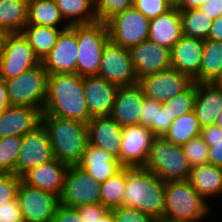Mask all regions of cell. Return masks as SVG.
I'll return each mask as SVG.
<instances>
[{
	"instance_id": "1",
	"label": "cell",
	"mask_w": 222,
	"mask_h": 222,
	"mask_svg": "<svg viewBox=\"0 0 222 222\" xmlns=\"http://www.w3.org/2000/svg\"><path fill=\"white\" fill-rule=\"evenodd\" d=\"M41 115H53L88 123L83 77L78 74L48 75L47 99Z\"/></svg>"
},
{
	"instance_id": "2",
	"label": "cell",
	"mask_w": 222,
	"mask_h": 222,
	"mask_svg": "<svg viewBox=\"0 0 222 222\" xmlns=\"http://www.w3.org/2000/svg\"><path fill=\"white\" fill-rule=\"evenodd\" d=\"M165 181L144 168L127 167L122 206L138 209L154 220L163 218Z\"/></svg>"
},
{
	"instance_id": "3",
	"label": "cell",
	"mask_w": 222,
	"mask_h": 222,
	"mask_svg": "<svg viewBox=\"0 0 222 222\" xmlns=\"http://www.w3.org/2000/svg\"><path fill=\"white\" fill-rule=\"evenodd\" d=\"M49 133L54 158L77 165L89 143L87 123L53 115H41Z\"/></svg>"
},
{
	"instance_id": "4",
	"label": "cell",
	"mask_w": 222,
	"mask_h": 222,
	"mask_svg": "<svg viewBox=\"0 0 222 222\" xmlns=\"http://www.w3.org/2000/svg\"><path fill=\"white\" fill-rule=\"evenodd\" d=\"M164 193L163 220L199 222L210 213V205L197 193L188 180L165 181Z\"/></svg>"
},
{
	"instance_id": "5",
	"label": "cell",
	"mask_w": 222,
	"mask_h": 222,
	"mask_svg": "<svg viewBox=\"0 0 222 222\" xmlns=\"http://www.w3.org/2000/svg\"><path fill=\"white\" fill-rule=\"evenodd\" d=\"M143 168L155 173L163 181L188 180L191 172L182 146L164 137H155Z\"/></svg>"
},
{
	"instance_id": "6",
	"label": "cell",
	"mask_w": 222,
	"mask_h": 222,
	"mask_svg": "<svg viewBox=\"0 0 222 222\" xmlns=\"http://www.w3.org/2000/svg\"><path fill=\"white\" fill-rule=\"evenodd\" d=\"M76 36V74L82 77L97 76L103 49L110 40L106 22L76 25Z\"/></svg>"
},
{
	"instance_id": "7",
	"label": "cell",
	"mask_w": 222,
	"mask_h": 222,
	"mask_svg": "<svg viewBox=\"0 0 222 222\" xmlns=\"http://www.w3.org/2000/svg\"><path fill=\"white\" fill-rule=\"evenodd\" d=\"M5 82L11 105L34 107L43 111L47 99L48 72L42 63Z\"/></svg>"
},
{
	"instance_id": "8",
	"label": "cell",
	"mask_w": 222,
	"mask_h": 222,
	"mask_svg": "<svg viewBox=\"0 0 222 222\" xmlns=\"http://www.w3.org/2000/svg\"><path fill=\"white\" fill-rule=\"evenodd\" d=\"M106 25L109 39L124 48L148 40L150 20L134 6L110 17Z\"/></svg>"
},
{
	"instance_id": "9",
	"label": "cell",
	"mask_w": 222,
	"mask_h": 222,
	"mask_svg": "<svg viewBox=\"0 0 222 222\" xmlns=\"http://www.w3.org/2000/svg\"><path fill=\"white\" fill-rule=\"evenodd\" d=\"M100 202V183L92 179L87 172L78 165H69L59 204L65 207L79 206Z\"/></svg>"
},
{
	"instance_id": "10",
	"label": "cell",
	"mask_w": 222,
	"mask_h": 222,
	"mask_svg": "<svg viewBox=\"0 0 222 222\" xmlns=\"http://www.w3.org/2000/svg\"><path fill=\"white\" fill-rule=\"evenodd\" d=\"M41 64L21 32L9 33L0 62V77L5 81Z\"/></svg>"
},
{
	"instance_id": "11",
	"label": "cell",
	"mask_w": 222,
	"mask_h": 222,
	"mask_svg": "<svg viewBox=\"0 0 222 222\" xmlns=\"http://www.w3.org/2000/svg\"><path fill=\"white\" fill-rule=\"evenodd\" d=\"M97 76L117 86H131L139 82L130 58L129 49L109 40L101 55Z\"/></svg>"
},
{
	"instance_id": "12",
	"label": "cell",
	"mask_w": 222,
	"mask_h": 222,
	"mask_svg": "<svg viewBox=\"0 0 222 222\" xmlns=\"http://www.w3.org/2000/svg\"><path fill=\"white\" fill-rule=\"evenodd\" d=\"M54 159L49 133L41 122L22 136L16 161V175L22 177L29 170Z\"/></svg>"
},
{
	"instance_id": "13",
	"label": "cell",
	"mask_w": 222,
	"mask_h": 222,
	"mask_svg": "<svg viewBox=\"0 0 222 222\" xmlns=\"http://www.w3.org/2000/svg\"><path fill=\"white\" fill-rule=\"evenodd\" d=\"M17 200L24 222H52L59 197L55 194L30 187L21 181Z\"/></svg>"
},
{
	"instance_id": "14",
	"label": "cell",
	"mask_w": 222,
	"mask_h": 222,
	"mask_svg": "<svg viewBox=\"0 0 222 222\" xmlns=\"http://www.w3.org/2000/svg\"><path fill=\"white\" fill-rule=\"evenodd\" d=\"M154 139V134L146 126L132 125L123 127L118 158L122 166L143 168Z\"/></svg>"
},
{
	"instance_id": "15",
	"label": "cell",
	"mask_w": 222,
	"mask_h": 222,
	"mask_svg": "<svg viewBox=\"0 0 222 222\" xmlns=\"http://www.w3.org/2000/svg\"><path fill=\"white\" fill-rule=\"evenodd\" d=\"M78 43L76 25L64 29L50 53L41 62L48 75L76 73Z\"/></svg>"
},
{
	"instance_id": "16",
	"label": "cell",
	"mask_w": 222,
	"mask_h": 222,
	"mask_svg": "<svg viewBox=\"0 0 222 222\" xmlns=\"http://www.w3.org/2000/svg\"><path fill=\"white\" fill-rule=\"evenodd\" d=\"M193 81L174 68L149 74L139 79L144 95L157 102L165 101L183 92Z\"/></svg>"
},
{
	"instance_id": "17",
	"label": "cell",
	"mask_w": 222,
	"mask_h": 222,
	"mask_svg": "<svg viewBox=\"0 0 222 222\" xmlns=\"http://www.w3.org/2000/svg\"><path fill=\"white\" fill-rule=\"evenodd\" d=\"M129 53L138 80L171 68L170 49L150 40L132 46Z\"/></svg>"
},
{
	"instance_id": "18",
	"label": "cell",
	"mask_w": 222,
	"mask_h": 222,
	"mask_svg": "<svg viewBox=\"0 0 222 222\" xmlns=\"http://www.w3.org/2000/svg\"><path fill=\"white\" fill-rule=\"evenodd\" d=\"M144 91L139 83L120 86L110 116L121 126L139 125Z\"/></svg>"
},
{
	"instance_id": "19",
	"label": "cell",
	"mask_w": 222,
	"mask_h": 222,
	"mask_svg": "<svg viewBox=\"0 0 222 222\" xmlns=\"http://www.w3.org/2000/svg\"><path fill=\"white\" fill-rule=\"evenodd\" d=\"M83 88L90 116H109L119 86L99 76H86L83 77Z\"/></svg>"
},
{
	"instance_id": "20",
	"label": "cell",
	"mask_w": 222,
	"mask_h": 222,
	"mask_svg": "<svg viewBox=\"0 0 222 222\" xmlns=\"http://www.w3.org/2000/svg\"><path fill=\"white\" fill-rule=\"evenodd\" d=\"M68 166L65 162L54 158L29 170L21 177V180L30 187L45 190L60 197Z\"/></svg>"
},
{
	"instance_id": "21",
	"label": "cell",
	"mask_w": 222,
	"mask_h": 222,
	"mask_svg": "<svg viewBox=\"0 0 222 222\" xmlns=\"http://www.w3.org/2000/svg\"><path fill=\"white\" fill-rule=\"evenodd\" d=\"M204 42L205 40L183 35L170 50L171 67L193 81L199 75Z\"/></svg>"
},
{
	"instance_id": "22",
	"label": "cell",
	"mask_w": 222,
	"mask_h": 222,
	"mask_svg": "<svg viewBox=\"0 0 222 222\" xmlns=\"http://www.w3.org/2000/svg\"><path fill=\"white\" fill-rule=\"evenodd\" d=\"M41 114L38 108L10 105L0 113V138L22 137L41 123Z\"/></svg>"
},
{
	"instance_id": "23",
	"label": "cell",
	"mask_w": 222,
	"mask_h": 222,
	"mask_svg": "<svg viewBox=\"0 0 222 222\" xmlns=\"http://www.w3.org/2000/svg\"><path fill=\"white\" fill-rule=\"evenodd\" d=\"M87 127L89 144L100 147L119 158L123 127L110 115L92 117Z\"/></svg>"
},
{
	"instance_id": "24",
	"label": "cell",
	"mask_w": 222,
	"mask_h": 222,
	"mask_svg": "<svg viewBox=\"0 0 222 222\" xmlns=\"http://www.w3.org/2000/svg\"><path fill=\"white\" fill-rule=\"evenodd\" d=\"M77 165L100 184L123 168L118 158L106 152L104 149L89 143L83 153L81 161Z\"/></svg>"
},
{
	"instance_id": "25",
	"label": "cell",
	"mask_w": 222,
	"mask_h": 222,
	"mask_svg": "<svg viewBox=\"0 0 222 222\" xmlns=\"http://www.w3.org/2000/svg\"><path fill=\"white\" fill-rule=\"evenodd\" d=\"M222 111V87L215 83H196L194 112L201 128L214 125Z\"/></svg>"
},
{
	"instance_id": "26",
	"label": "cell",
	"mask_w": 222,
	"mask_h": 222,
	"mask_svg": "<svg viewBox=\"0 0 222 222\" xmlns=\"http://www.w3.org/2000/svg\"><path fill=\"white\" fill-rule=\"evenodd\" d=\"M182 36L181 14L178 8L171 7L150 20L148 40L171 50Z\"/></svg>"
},
{
	"instance_id": "27",
	"label": "cell",
	"mask_w": 222,
	"mask_h": 222,
	"mask_svg": "<svg viewBox=\"0 0 222 222\" xmlns=\"http://www.w3.org/2000/svg\"><path fill=\"white\" fill-rule=\"evenodd\" d=\"M188 181L206 201L222 193V168L211 163L191 168Z\"/></svg>"
},
{
	"instance_id": "28",
	"label": "cell",
	"mask_w": 222,
	"mask_h": 222,
	"mask_svg": "<svg viewBox=\"0 0 222 222\" xmlns=\"http://www.w3.org/2000/svg\"><path fill=\"white\" fill-rule=\"evenodd\" d=\"M67 28L45 27L27 24L21 31L34 53L42 62L56 44L61 32Z\"/></svg>"
},
{
	"instance_id": "29",
	"label": "cell",
	"mask_w": 222,
	"mask_h": 222,
	"mask_svg": "<svg viewBox=\"0 0 222 222\" xmlns=\"http://www.w3.org/2000/svg\"><path fill=\"white\" fill-rule=\"evenodd\" d=\"M172 122L163 103L144 97L139 125L146 126L155 137H164Z\"/></svg>"
},
{
	"instance_id": "30",
	"label": "cell",
	"mask_w": 222,
	"mask_h": 222,
	"mask_svg": "<svg viewBox=\"0 0 222 222\" xmlns=\"http://www.w3.org/2000/svg\"><path fill=\"white\" fill-rule=\"evenodd\" d=\"M222 73V42L205 40L199 75L195 83H214Z\"/></svg>"
},
{
	"instance_id": "31",
	"label": "cell",
	"mask_w": 222,
	"mask_h": 222,
	"mask_svg": "<svg viewBox=\"0 0 222 222\" xmlns=\"http://www.w3.org/2000/svg\"><path fill=\"white\" fill-rule=\"evenodd\" d=\"M29 0H0V30L21 32L27 25Z\"/></svg>"
},
{
	"instance_id": "32",
	"label": "cell",
	"mask_w": 222,
	"mask_h": 222,
	"mask_svg": "<svg viewBox=\"0 0 222 222\" xmlns=\"http://www.w3.org/2000/svg\"><path fill=\"white\" fill-rule=\"evenodd\" d=\"M65 21L54 0H29L27 24L45 27L68 28L65 22L64 27H59Z\"/></svg>"
},
{
	"instance_id": "33",
	"label": "cell",
	"mask_w": 222,
	"mask_h": 222,
	"mask_svg": "<svg viewBox=\"0 0 222 222\" xmlns=\"http://www.w3.org/2000/svg\"><path fill=\"white\" fill-rule=\"evenodd\" d=\"M69 26L98 22L95 5L90 0H54Z\"/></svg>"
},
{
	"instance_id": "34",
	"label": "cell",
	"mask_w": 222,
	"mask_h": 222,
	"mask_svg": "<svg viewBox=\"0 0 222 222\" xmlns=\"http://www.w3.org/2000/svg\"><path fill=\"white\" fill-rule=\"evenodd\" d=\"M201 134L197 116L194 111L183 114L175 119L170 125L164 138L176 145H184L192 138Z\"/></svg>"
},
{
	"instance_id": "35",
	"label": "cell",
	"mask_w": 222,
	"mask_h": 222,
	"mask_svg": "<svg viewBox=\"0 0 222 222\" xmlns=\"http://www.w3.org/2000/svg\"><path fill=\"white\" fill-rule=\"evenodd\" d=\"M127 181V167H123L115 175L100 184V203L112 210L122 206L125 184Z\"/></svg>"
},
{
	"instance_id": "36",
	"label": "cell",
	"mask_w": 222,
	"mask_h": 222,
	"mask_svg": "<svg viewBox=\"0 0 222 222\" xmlns=\"http://www.w3.org/2000/svg\"><path fill=\"white\" fill-rule=\"evenodd\" d=\"M184 36L207 40L213 19L198 9L180 10Z\"/></svg>"
},
{
	"instance_id": "37",
	"label": "cell",
	"mask_w": 222,
	"mask_h": 222,
	"mask_svg": "<svg viewBox=\"0 0 222 222\" xmlns=\"http://www.w3.org/2000/svg\"><path fill=\"white\" fill-rule=\"evenodd\" d=\"M22 137L0 138V173L16 174V161L21 149Z\"/></svg>"
},
{
	"instance_id": "38",
	"label": "cell",
	"mask_w": 222,
	"mask_h": 222,
	"mask_svg": "<svg viewBox=\"0 0 222 222\" xmlns=\"http://www.w3.org/2000/svg\"><path fill=\"white\" fill-rule=\"evenodd\" d=\"M196 98V83L192 82L183 92L165 101L167 112L171 120H175L183 114L194 111Z\"/></svg>"
},
{
	"instance_id": "39",
	"label": "cell",
	"mask_w": 222,
	"mask_h": 222,
	"mask_svg": "<svg viewBox=\"0 0 222 222\" xmlns=\"http://www.w3.org/2000/svg\"><path fill=\"white\" fill-rule=\"evenodd\" d=\"M182 149L191 168L209 163V146L204 142L201 136L189 140L182 145Z\"/></svg>"
},
{
	"instance_id": "40",
	"label": "cell",
	"mask_w": 222,
	"mask_h": 222,
	"mask_svg": "<svg viewBox=\"0 0 222 222\" xmlns=\"http://www.w3.org/2000/svg\"><path fill=\"white\" fill-rule=\"evenodd\" d=\"M134 0H97L95 13L98 21L106 22L113 15L133 7Z\"/></svg>"
},
{
	"instance_id": "41",
	"label": "cell",
	"mask_w": 222,
	"mask_h": 222,
	"mask_svg": "<svg viewBox=\"0 0 222 222\" xmlns=\"http://www.w3.org/2000/svg\"><path fill=\"white\" fill-rule=\"evenodd\" d=\"M21 181L16 174L0 173V205L17 199Z\"/></svg>"
},
{
	"instance_id": "42",
	"label": "cell",
	"mask_w": 222,
	"mask_h": 222,
	"mask_svg": "<svg viewBox=\"0 0 222 222\" xmlns=\"http://www.w3.org/2000/svg\"><path fill=\"white\" fill-rule=\"evenodd\" d=\"M133 6L149 20L156 18L171 8L166 0H134Z\"/></svg>"
},
{
	"instance_id": "43",
	"label": "cell",
	"mask_w": 222,
	"mask_h": 222,
	"mask_svg": "<svg viewBox=\"0 0 222 222\" xmlns=\"http://www.w3.org/2000/svg\"><path fill=\"white\" fill-rule=\"evenodd\" d=\"M112 211L115 222H156L152 217L135 208L121 206Z\"/></svg>"
},
{
	"instance_id": "44",
	"label": "cell",
	"mask_w": 222,
	"mask_h": 222,
	"mask_svg": "<svg viewBox=\"0 0 222 222\" xmlns=\"http://www.w3.org/2000/svg\"><path fill=\"white\" fill-rule=\"evenodd\" d=\"M0 222H24L17 199L0 205Z\"/></svg>"
},
{
	"instance_id": "45",
	"label": "cell",
	"mask_w": 222,
	"mask_h": 222,
	"mask_svg": "<svg viewBox=\"0 0 222 222\" xmlns=\"http://www.w3.org/2000/svg\"><path fill=\"white\" fill-rule=\"evenodd\" d=\"M75 209L85 222H96L109 211V209L100 202L79 206Z\"/></svg>"
},
{
	"instance_id": "46",
	"label": "cell",
	"mask_w": 222,
	"mask_h": 222,
	"mask_svg": "<svg viewBox=\"0 0 222 222\" xmlns=\"http://www.w3.org/2000/svg\"><path fill=\"white\" fill-rule=\"evenodd\" d=\"M52 222H85L75 208L61 204L56 208Z\"/></svg>"
},
{
	"instance_id": "47",
	"label": "cell",
	"mask_w": 222,
	"mask_h": 222,
	"mask_svg": "<svg viewBox=\"0 0 222 222\" xmlns=\"http://www.w3.org/2000/svg\"><path fill=\"white\" fill-rule=\"evenodd\" d=\"M209 146V163L222 168V138L218 140H204Z\"/></svg>"
},
{
	"instance_id": "48",
	"label": "cell",
	"mask_w": 222,
	"mask_h": 222,
	"mask_svg": "<svg viewBox=\"0 0 222 222\" xmlns=\"http://www.w3.org/2000/svg\"><path fill=\"white\" fill-rule=\"evenodd\" d=\"M199 9L215 20L222 16V0H205Z\"/></svg>"
},
{
	"instance_id": "49",
	"label": "cell",
	"mask_w": 222,
	"mask_h": 222,
	"mask_svg": "<svg viewBox=\"0 0 222 222\" xmlns=\"http://www.w3.org/2000/svg\"><path fill=\"white\" fill-rule=\"evenodd\" d=\"M200 136L203 140H218L222 138V129L216 124L201 128Z\"/></svg>"
},
{
	"instance_id": "50",
	"label": "cell",
	"mask_w": 222,
	"mask_h": 222,
	"mask_svg": "<svg viewBox=\"0 0 222 222\" xmlns=\"http://www.w3.org/2000/svg\"><path fill=\"white\" fill-rule=\"evenodd\" d=\"M207 40H215L222 42V16L213 20L212 27Z\"/></svg>"
},
{
	"instance_id": "51",
	"label": "cell",
	"mask_w": 222,
	"mask_h": 222,
	"mask_svg": "<svg viewBox=\"0 0 222 222\" xmlns=\"http://www.w3.org/2000/svg\"><path fill=\"white\" fill-rule=\"evenodd\" d=\"M10 105L11 102L9 99L6 82L2 77H0V113L7 109Z\"/></svg>"
},
{
	"instance_id": "52",
	"label": "cell",
	"mask_w": 222,
	"mask_h": 222,
	"mask_svg": "<svg viewBox=\"0 0 222 222\" xmlns=\"http://www.w3.org/2000/svg\"><path fill=\"white\" fill-rule=\"evenodd\" d=\"M205 0H182L177 7L179 10H191L200 8Z\"/></svg>"
},
{
	"instance_id": "53",
	"label": "cell",
	"mask_w": 222,
	"mask_h": 222,
	"mask_svg": "<svg viewBox=\"0 0 222 222\" xmlns=\"http://www.w3.org/2000/svg\"><path fill=\"white\" fill-rule=\"evenodd\" d=\"M8 34H9V32H6L4 30H0V62H1V59L4 54V47H5V42L8 37Z\"/></svg>"
},
{
	"instance_id": "54",
	"label": "cell",
	"mask_w": 222,
	"mask_h": 222,
	"mask_svg": "<svg viewBox=\"0 0 222 222\" xmlns=\"http://www.w3.org/2000/svg\"><path fill=\"white\" fill-rule=\"evenodd\" d=\"M96 222H115L113 211L109 210L106 214H104Z\"/></svg>"
},
{
	"instance_id": "55",
	"label": "cell",
	"mask_w": 222,
	"mask_h": 222,
	"mask_svg": "<svg viewBox=\"0 0 222 222\" xmlns=\"http://www.w3.org/2000/svg\"><path fill=\"white\" fill-rule=\"evenodd\" d=\"M182 0H166L171 7H178Z\"/></svg>"
},
{
	"instance_id": "56",
	"label": "cell",
	"mask_w": 222,
	"mask_h": 222,
	"mask_svg": "<svg viewBox=\"0 0 222 222\" xmlns=\"http://www.w3.org/2000/svg\"><path fill=\"white\" fill-rule=\"evenodd\" d=\"M215 124L222 129V111L220 112Z\"/></svg>"
},
{
	"instance_id": "57",
	"label": "cell",
	"mask_w": 222,
	"mask_h": 222,
	"mask_svg": "<svg viewBox=\"0 0 222 222\" xmlns=\"http://www.w3.org/2000/svg\"><path fill=\"white\" fill-rule=\"evenodd\" d=\"M216 85L222 87V73L218 77V79L214 82Z\"/></svg>"
},
{
	"instance_id": "58",
	"label": "cell",
	"mask_w": 222,
	"mask_h": 222,
	"mask_svg": "<svg viewBox=\"0 0 222 222\" xmlns=\"http://www.w3.org/2000/svg\"><path fill=\"white\" fill-rule=\"evenodd\" d=\"M156 222H173V221H169V220H163V219H161V220H157Z\"/></svg>"
},
{
	"instance_id": "59",
	"label": "cell",
	"mask_w": 222,
	"mask_h": 222,
	"mask_svg": "<svg viewBox=\"0 0 222 222\" xmlns=\"http://www.w3.org/2000/svg\"><path fill=\"white\" fill-rule=\"evenodd\" d=\"M90 1L95 5L97 0H90Z\"/></svg>"
}]
</instances>
